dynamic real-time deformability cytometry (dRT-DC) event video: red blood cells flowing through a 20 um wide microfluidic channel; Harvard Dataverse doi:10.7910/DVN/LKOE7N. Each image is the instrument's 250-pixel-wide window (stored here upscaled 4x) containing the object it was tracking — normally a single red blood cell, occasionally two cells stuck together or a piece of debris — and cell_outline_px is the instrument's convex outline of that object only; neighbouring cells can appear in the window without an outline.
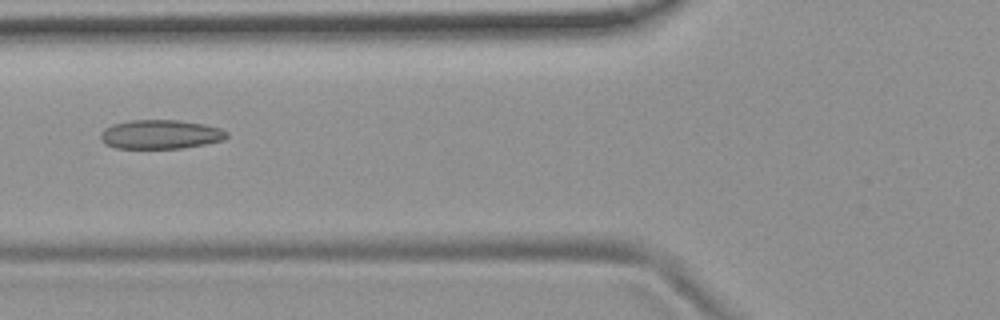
{"species": "common noctule bat (a hibernating species)", "species_latin": "Nyctalus noctula", "temperature_condition": "room temperature", "stored_images_in_passage": 6, "camera_frame_rate_fps": 3000, "um_per_image_px": 0.085, "animal": {"sex": "female", "body_mass_g": 19.9}, "frame": {"image": 1, "passage_image": 6, "time_ms": 6.0, "image_size_px": [1000, 320], "cell_outline_px": [[228, 136], [224, 140], [184, 148], [116, 148], [104, 144], [100, 140], [100, 132], [104, 128], [112, 124], [128, 120], [180, 120], [204, 124], [220, 128], [228, 132]], "centroid_in_image_um": [13.61, 11.42], "position_along_channel_um": 112.2, "area_um2": 21.62}}